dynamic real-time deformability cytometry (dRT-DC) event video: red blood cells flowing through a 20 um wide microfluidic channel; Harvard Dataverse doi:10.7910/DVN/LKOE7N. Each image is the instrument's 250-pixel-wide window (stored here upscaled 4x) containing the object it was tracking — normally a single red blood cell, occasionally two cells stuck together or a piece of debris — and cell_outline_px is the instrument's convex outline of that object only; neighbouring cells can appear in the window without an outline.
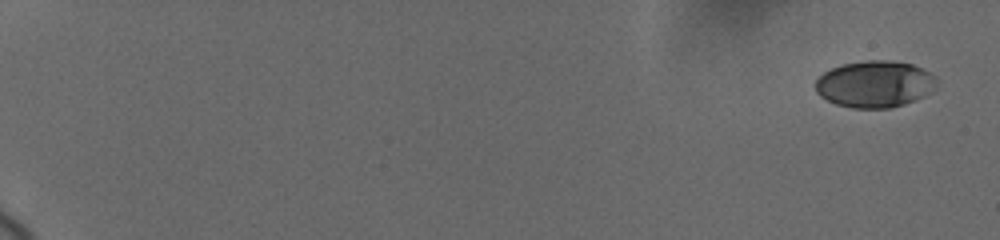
{"species": "human", "species_latin": "Homo sapiens", "temperature_condition": "cold", "stored_images_in_passage": 32, "camera_frame_rate_fps": 3000, "um_per_image_px": 0.085, "donor": {"sex": "female"}, "frame": {"image": 1, "passage_image": 1, "time_ms": 0.0, "image_size_px": [1000, 240], "cell_outline_px": [[936, 84], [924, 96], [916, 100], [904, 104], [888, 108], [852, 108], [836, 104], [820, 96], [816, 92], [816, 80], [824, 72], [832, 68], [844, 64], [868, 60], [888, 60], [912, 64], [936, 76]], "centroid_in_image_um": [74.34, 7.15], "position_along_channel_um": 10.7, "area_um2": 32.71}}
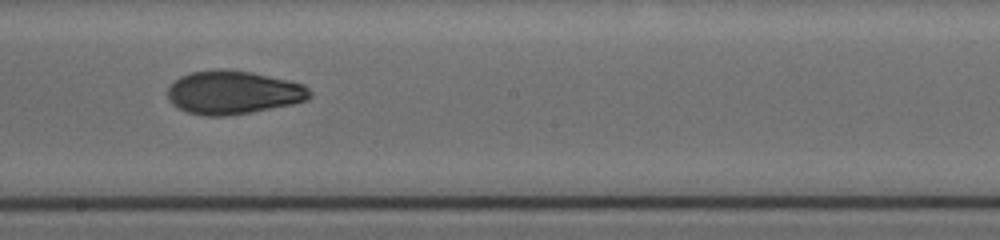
{"frame": {"image": 2, "passage_image": 19, "time_ms": 11.667, "image_size_px": [1000, 240], "cell_outline_px": [[312, 96], [308, 100], [292, 104], [248, 112], [224, 116], [204, 116], [188, 112], [172, 104], [168, 100], [168, 88], [180, 76], [192, 72], [216, 68], [220, 68], [252, 72], [288, 80], [304, 84], [312, 92]], "centroid_in_image_um": [19.83, 7.84], "position_along_channel_um": 228.4, "area_um2": 35.95}}
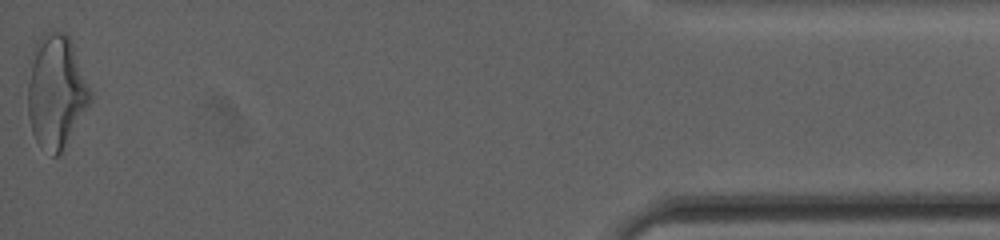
{"frame": {"image": 3, "passage_image": 32, "time_ms": 19.0, "image_size_px": [1000, 240], "cell_outline_px": [[92, 100], [60, 156], [52, 156], [36, 140], [32, 132], [28, 116], [28, 84], [32, 48], [40, 36], [44, 32], [64, 32], [72, 40], [92, 92]], "centroid_in_image_um": [4.78, 7.77], "position_along_channel_um": 430.4, "area_um2": 41.67}, "authors_computed_cell_mechanics": {"area_um2": 35.0268, "velocity_mm_per_s": 3.7073, "shape_relaxation_time_tau1_ms": 5.4276, "shape_relaxation_time_tau2_ms": 3.4471, "deformation_change_tau1": 0.1664, "deformation_change_tau2": 0.0866}}